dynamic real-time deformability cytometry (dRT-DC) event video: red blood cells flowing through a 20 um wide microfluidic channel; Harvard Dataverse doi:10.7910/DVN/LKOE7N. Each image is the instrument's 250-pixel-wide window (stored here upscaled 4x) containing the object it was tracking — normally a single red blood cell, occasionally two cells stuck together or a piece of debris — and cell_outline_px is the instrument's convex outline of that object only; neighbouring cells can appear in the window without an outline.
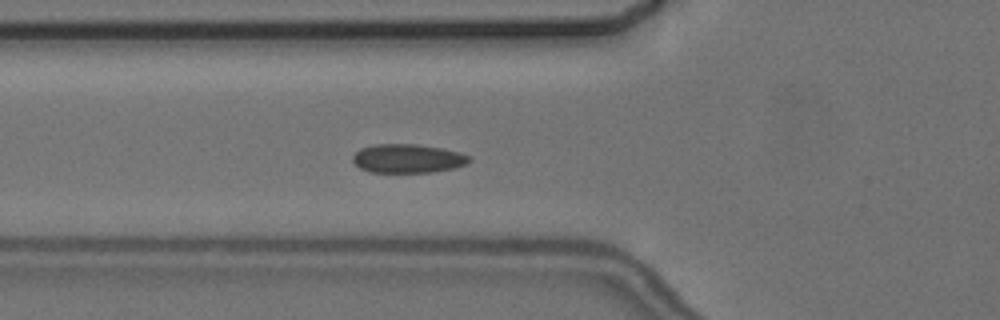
{"species": "common noctule bat (a hibernating species)", "species_latin": "Nyctalus noctula", "temperature_condition": "cold", "stored_images_in_passage": 7, "camera_frame_rate_fps": 3000, "um_per_image_px": 0.085, "animal": {"sex": "female", "body_mass_g": 24.6, "forearm_length_mm": 56.2}, "frame": {"image": 1, "passage_image": 7, "time_ms": 7.0, "image_size_px": [1000, 320], "cell_outline_px": [[472, 160], [456, 168], [432, 172], [372, 172], [360, 168], [352, 160], [352, 156], [360, 148], [376, 144], [416, 144], [440, 148], [460, 152], [472, 156]], "centroid_in_image_um": [34.68, 13.47], "position_along_channel_um": 91.1, "area_um2": 19.59}}